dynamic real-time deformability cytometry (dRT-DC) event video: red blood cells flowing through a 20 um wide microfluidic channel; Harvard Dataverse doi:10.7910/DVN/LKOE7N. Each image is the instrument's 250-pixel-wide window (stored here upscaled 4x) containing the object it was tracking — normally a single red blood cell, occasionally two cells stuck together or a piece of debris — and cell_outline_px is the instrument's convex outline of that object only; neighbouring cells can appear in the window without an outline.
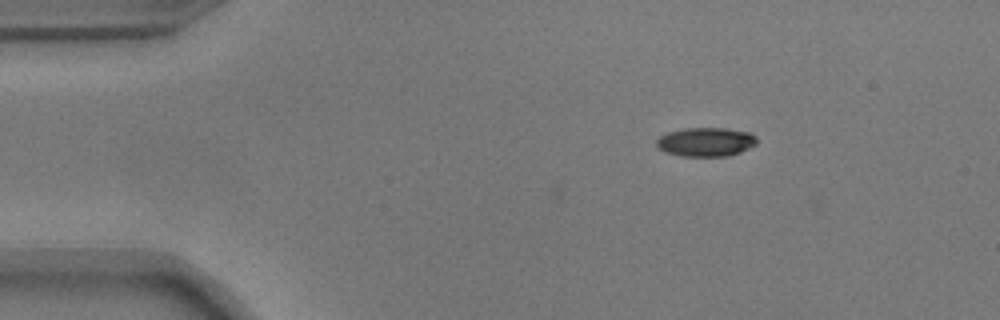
{"species": "common noctule bat (a hibernating species)", "species_latin": "Nyctalus noctula", "temperature_condition": "warm", "stored_images_in_passage": 47, "camera_frame_rate_fps": 3000, "um_per_image_px": 0.085, "animal": {"sex": "male", "body_mass_g": 17.9}, "frame": {"image": 1, "passage_image": 1, "time_ms": 0.0, "image_size_px": [1000, 320], "cell_outline_px": [[756, 144], [740, 152], [728, 156], [680, 156], [664, 152], [656, 148], [656, 140], [660, 136], [668, 132], [684, 128], [728, 128], [752, 132], [756, 136]], "centroid_in_image_um": [59.98, 12.06], "position_along_channel_um": 25.0, "area_um2": 17.17}}
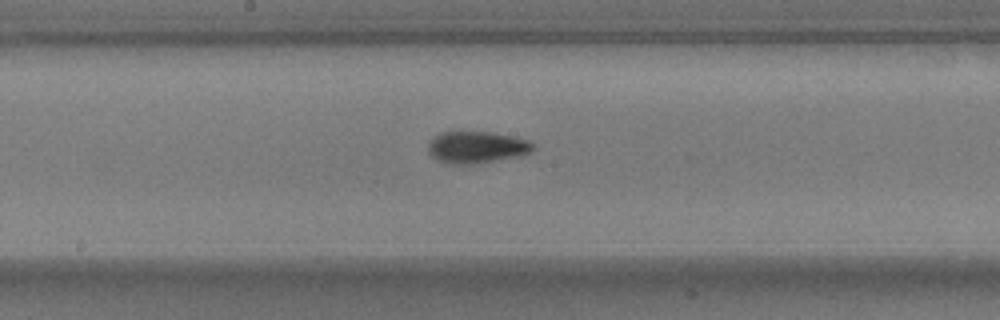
{"frame": {"image": 2, "passage_image": 21, "time_ms": 6.667, "image_size_px": [1000, 320], "cell_outline_px": [[536, 148], [532, 152], [520, 156], [472, 164], [448, 164], [432, 156], [428, 152], [428, 144], [440, 132], [460, 128], [488, 132], [512, 136], [528, 140], [536, 144]], "centroid_in_image_um": [40.52, 12.47], "position_along_channel_um": 207.7, "area_um2": 20.11}}
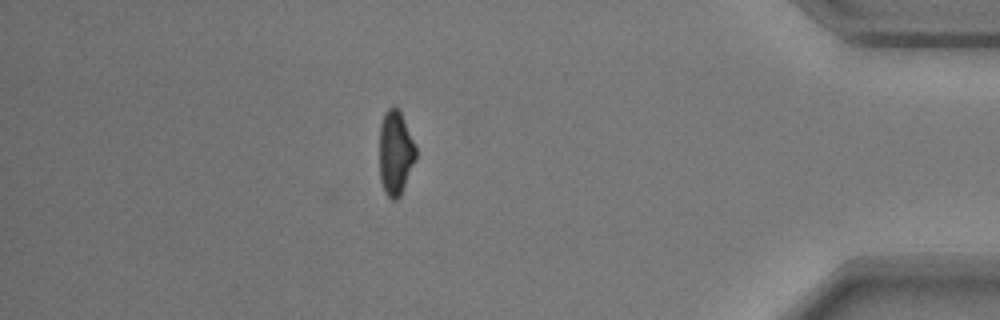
{"frame": {"image": 3, "passage_image": 40, "time_ms": 13.0, "image_size_px": [1000, 320], "cell_outline_px": [[416, 160], [400, 196], [396, 200], [392, 200], [384, 192], [380, 180], [380, 124], [384, 112], [392, 104], [400, 108], [416, 148]], "centroid_in_image_um": [33.61, 12.95], "position_along_channel_um": 401.6, "area_um2": 18.21}, "authors_computed_cell_mechanics": {"area_um2": 18.3804, "velocity_mm_per_s": 3.7178, "shape_relaxation_time_tau1_ms": 3.0481, "shape_relaxation_time_tau2_ms": 1.2928, "deformation_change_tau1": 0.1491, "deformation_change_tau2": 0.0689}}